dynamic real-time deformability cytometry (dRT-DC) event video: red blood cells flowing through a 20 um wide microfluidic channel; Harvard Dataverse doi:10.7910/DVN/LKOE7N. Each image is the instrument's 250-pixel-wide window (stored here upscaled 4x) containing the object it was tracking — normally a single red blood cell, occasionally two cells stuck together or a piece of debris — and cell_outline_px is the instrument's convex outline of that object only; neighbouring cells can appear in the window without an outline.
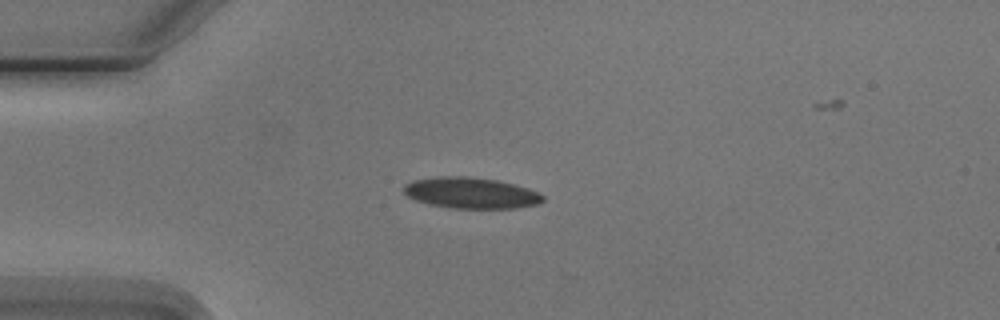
{"species": "Egyptian fruit bat (a non-hibernating species)", "species_latin": "Rousettus aegyptiacus", "temperature_condition": "cold", "stored_images_in_passage": 6, "camera_frame_rate_fps": 3000, "um_per_image_px": 0.085, "animal": {"sex": "male"}, "frame": {"image": 1, "passage_image": 1, "time_ms": 0.0, "image_size_px": [1000, 320], "cell_outline_px": [[544, 200], [536, 204], [516, 208], [452, 208], [428, 204], [416, 200], [408, 196], [404, 192], [404, 184], [412, 180], [444, 176], [468, 176], [496, 180], [528, 188], [544, 196]], "centroid_in_image_um": [40.0, 16.4], "position_along_channel_um": 45.0, "area_um2": 24.97}}
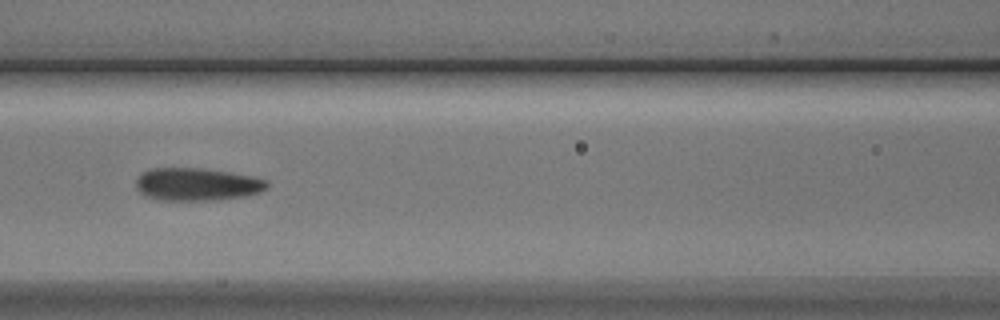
{"frame": {"image": 2, "passage_image": 4, "time_ms": 3.333, "image_size_px": [1000, 320], "cell_outline_px": [[268, 184], [260, 192], [244, 196], [212, 200], [160, 200], [144, 196], [136, 188], [136, 180], [140, 172], [152, 168], [204, 168], [228, 172], [248, 176], [264, 180]], "centroid_in_image_um": [16.64, 15.66], "position_along_channel_um": 150.0, "area_um2": 24.8}}
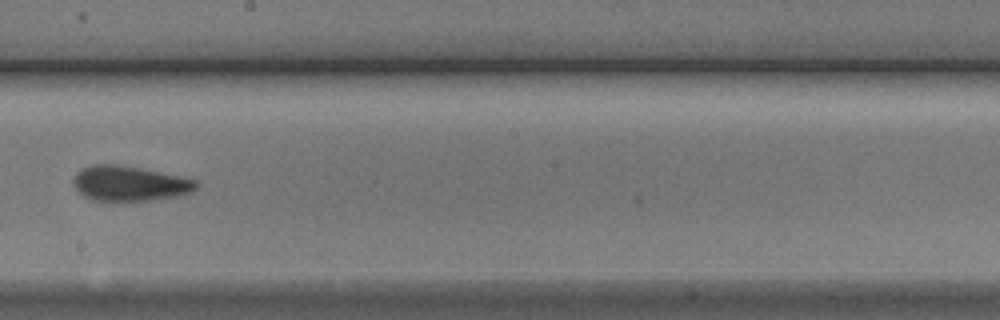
{"frame": {"image": 3, "passage_image": 6, "time_ms": 5.667, "image_size_px": [1000, 320], "cell_outline_px": [[196, 188], [192, 192], [176, 196], [120, 204], [92, 200], [84, 196], [76, 188], [72, 180], [76, 172], [84, 168], [96, 164], [116, 164], [140, 168], [196, 180]], "centroid_in_image_um": [10.95, 15.64], "position_along_channel_um": 237.2, "area_um2": 25.37}}